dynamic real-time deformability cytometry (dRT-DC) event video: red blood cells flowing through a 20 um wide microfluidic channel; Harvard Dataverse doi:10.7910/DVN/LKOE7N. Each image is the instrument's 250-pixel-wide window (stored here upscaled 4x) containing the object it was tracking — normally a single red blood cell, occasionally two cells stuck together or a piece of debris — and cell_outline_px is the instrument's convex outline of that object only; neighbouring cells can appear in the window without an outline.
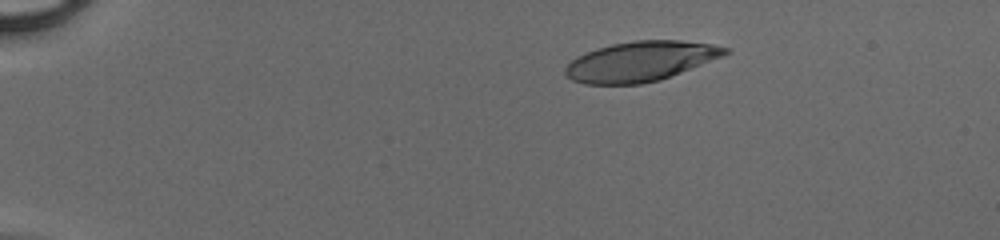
{"species": "human", "species_latin": "Homo sapiens", "temperature_condition": "cold", "stored_images_in_passage": 41, "camera_frame_rate_fps": 3000, "um_per_image_px": 0.085, "donor": {"sex": "male"}, "frame": {"image": 1, "passage_image": 1, "time_ms": 0.0, "image_size_px": [1000, 240], "cell_outline_px": [[732, 52], [724, 56], [660, 80], [640, 84], [584, 84], [572, 80], [564, 72], [564, 68], [576, 56], [596, 48], [612, 44], [636, 40], [680, 40], [712, 44], [728, 48]], "centroid_in_image_um": [54.45, 5.21], "position_along_channel_um": 30.5, "area_um2": 37.22}}
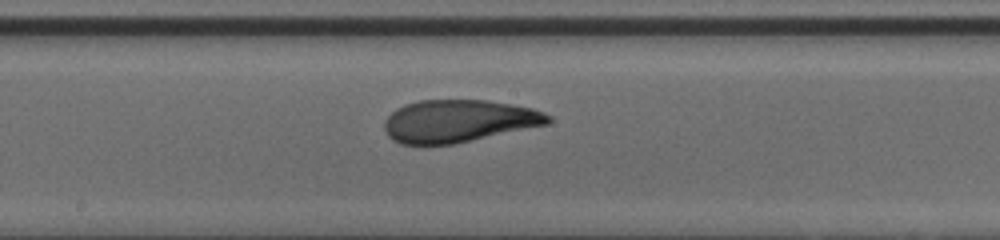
{"frame": {"image": 2, "passage_image": 20, "time_ms": 6.333, "image_size_px": [1000, 240], "cell_outline_px": [[552, 120], [548, 124], [452, 144], [400, 144], [392, 140], [388, 136], [384, 128], [384, 120], [396, 108], [404, 104], [420, 100], [488, 100], [532, 108], [544, 112], [552, 116]], "centroid_in_image_um": [38.96, 10.28], "position_along_channel_um": 209.2, "area_um2": 40.46}}
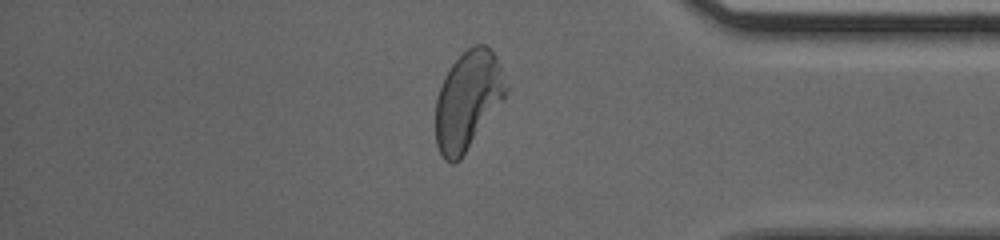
{"frame": {"image": 3, "passage_image": 34, "time_ms": 11.0, "image_size_px": [1000, 240], "cell_outline_px": [[508, 92], [504, 100], [460, 160], [452, 164], [444, 160], [436, 144], [436, 96], [444, 76], [452, 64], [468, 48], [476, 44], [484, 44], [496, 56], [500, 64], [508, 88]], "centroid_in_image_um": [39.77, 8.54], "position_along_channel_um": 395.4, "area_um2": 40.46}}